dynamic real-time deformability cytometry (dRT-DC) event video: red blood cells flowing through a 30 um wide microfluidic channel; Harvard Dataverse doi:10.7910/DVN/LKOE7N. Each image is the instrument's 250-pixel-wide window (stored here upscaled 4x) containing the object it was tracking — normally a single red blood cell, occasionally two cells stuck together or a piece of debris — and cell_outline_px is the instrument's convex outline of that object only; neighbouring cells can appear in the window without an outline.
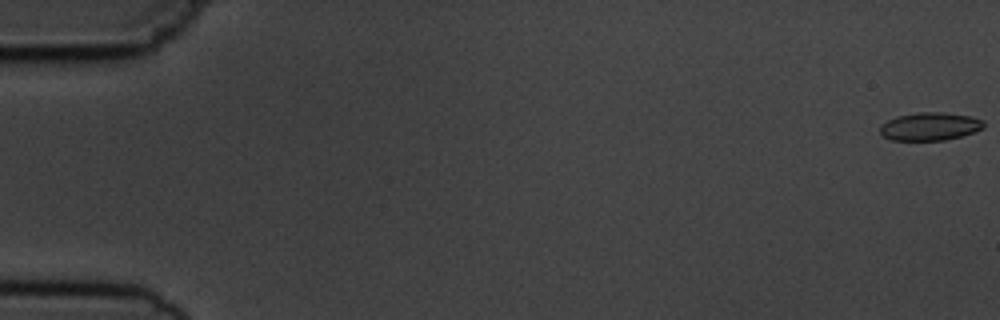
{"species": "common noctule bat (a hibernating species)", "species_latin": "Nyctalus noctula", "temperature_condition": "cold", "stored_images_in_passage": 5, "camera_frame_rate_fps": 3000, "um_per_image_px": 0.085, "animal": {"sex": "male", "body_mass_g": 19.5, "forearm_length_mm": 54.6}, "frame": {"image": 1, "passage_image": 1, "time_ms": 0.0, "image_size_px": [1000, 320], "cell_outline_px": [[984, 128], [960, 136], [944, 140], [892, 140], [884, 136], [880, 132], [880, 128], [888, 120], [896, 116], [920, 112], [944, 112], [972, 116], [984, 120]], "centroid_in_image_um": [79.07, 10.73], "position_along_channel_um": 5.9, "area_um2": 16.82}}